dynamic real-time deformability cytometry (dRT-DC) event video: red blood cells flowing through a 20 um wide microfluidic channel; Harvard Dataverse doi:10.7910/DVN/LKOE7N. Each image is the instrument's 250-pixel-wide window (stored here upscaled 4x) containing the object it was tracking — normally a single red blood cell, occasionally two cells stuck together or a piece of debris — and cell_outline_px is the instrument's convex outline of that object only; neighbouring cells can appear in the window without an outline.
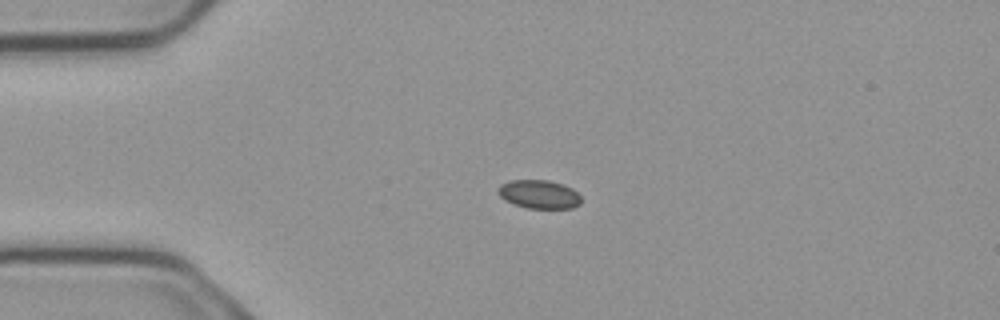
{"species": "common noctule bat (a hibernating species)", "species_latin": "Nyctalus noctula", "temperature_condition": "cold", "stored_images_in_passage": 6, "camera_frame_rate_fps": 3000, "um_per_image_px": 0.085, "animal": {"sex": "male", "body_mass_g": 23.1, "forearm_length_mm": 52.7}, "frame": {"image": 1, "passage_image": 3, "time_ms": 0.667, "image_size_px": [1000, 320], "cell_outline_px": [[580, 204], [572, 208], [528, 208], [504, 200], [496, 192], [500, 184], [508, 180], [548, 180], [572, 188], [580, 196]], "centroid_in_image_um": [45.78, 16.5], "position_along_channel_um": 39.2, "area_um2": 13.76}}
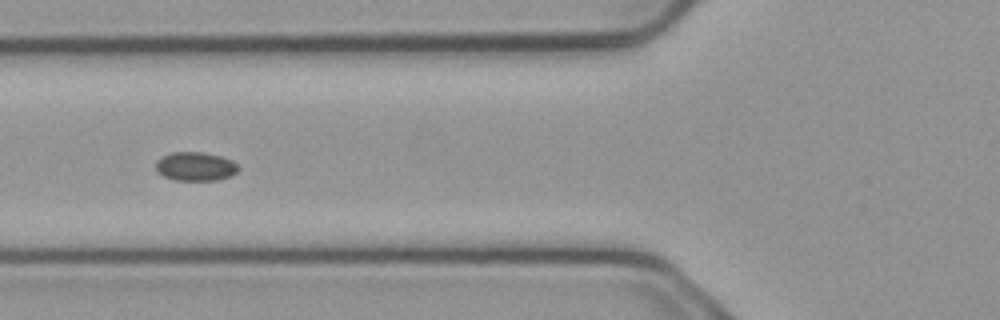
{"frame": {"image": 2, "passage_image": 5, "time_ms": 1.333, "image_size_px": [1000, 320], "cell_outline_px": [[240, 168], [232, 176], [216, 180], [172, 180], [156, 172], [156, 160], [172, 152], [204, 152], [220, 156], [232, 160]], "centroid_in_image_um": [16.61, 14.15], "position_along_channel_um": 109.2, "area_um2": 13.93}}
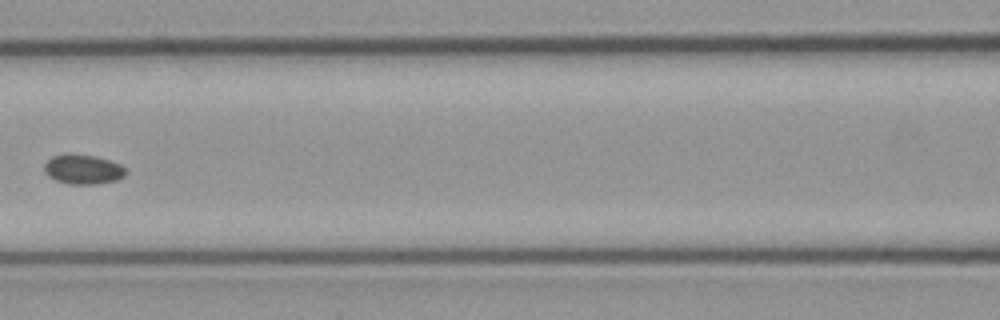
{"frame": {"image": 3, "passage_image": 6, "time_ms": 1.667, "image_size_px": [1000, 320], "cell_outline_px": [[128, 172], [124, 176], [116, 180], [100, 184], [68, 184], [56, 180], [48, 176], [44, 172], [44, 164], [52, 156], [96, 156], [120, 164]], "centroid_in_image_um": [7.08, 14.44], "position_along_channel_um": 159.5, "area_um2": 13.7}}